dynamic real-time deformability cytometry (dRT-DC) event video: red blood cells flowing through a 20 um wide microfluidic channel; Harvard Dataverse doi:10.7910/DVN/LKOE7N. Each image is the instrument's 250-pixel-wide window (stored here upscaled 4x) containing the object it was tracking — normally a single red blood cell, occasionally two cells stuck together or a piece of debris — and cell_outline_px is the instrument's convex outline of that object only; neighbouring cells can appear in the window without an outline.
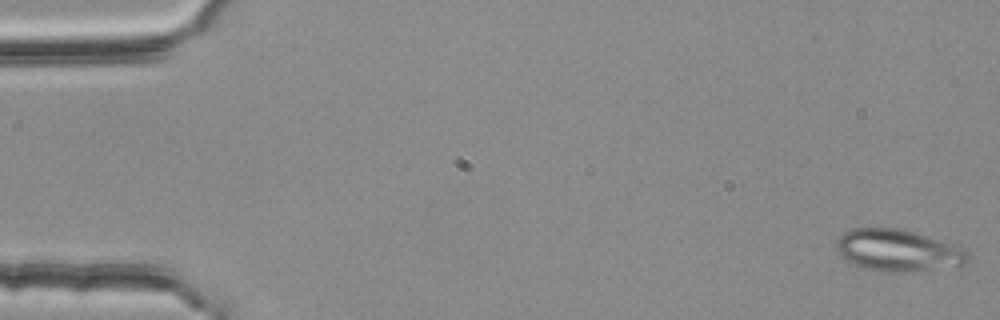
{"species": "common noctule bat (a hibernating species)", "species_latin": "Nyctalus noctula", "temperature_condition": "room temperature", "stored_images_in_passage": 53, "segment_of_instrument_passage": [1, 2], "camera_frame_rate_fps": 3000, "um_per_image_px": 0.085, "animal": {"sex": "female", "body_mass_g": 25.1}, "frame": {"image": 1, "passage_image": 1, "time_ms": 0.0, "image_size_px": [1000, 320], "cell_outline_px": [[968, 264], [908, 272], [880, 272], [864, 268], [844, 260], [836, 252], [836, 240], [844, 232], [852, 228], [904, 228], [964, 248], [968, 252]], "centroid_in_image_um": [76.29, 21.28], "position_along_channel_um": 8.7, "area_um2": 32.37}}